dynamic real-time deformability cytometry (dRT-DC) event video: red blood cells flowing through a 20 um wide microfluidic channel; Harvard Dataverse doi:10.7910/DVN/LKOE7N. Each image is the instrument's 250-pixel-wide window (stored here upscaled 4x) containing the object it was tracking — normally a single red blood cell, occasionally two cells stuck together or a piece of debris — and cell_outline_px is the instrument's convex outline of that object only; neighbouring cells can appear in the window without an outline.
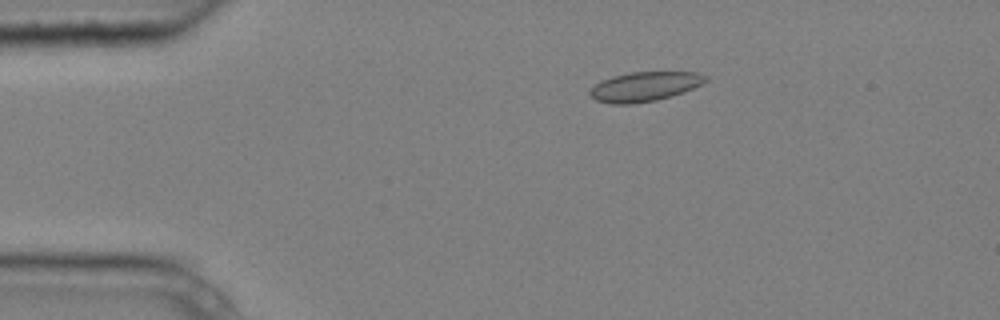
{"species": "common noctule bat (a hibernating species)", "species_latin": "Nyctalus noctula", "temperature_condition": "cold", "stored_images_in_passage": 5, "camera_frame_rate_fps": 3000, "um_per_image_px": 0.085, "animal": {"sex": "male", "body_mass_g": 20.4}, "frame": {"image": 1, "passage_image": 3, "time_ms": 0.667, "image_size_px": [1000, 320], "cell_outline_px": [[708, 80], [684, 92], [656, 100], [632, 104], [612, 104], [596, 100], [588, 92], [596, 84], [612, 76], [632, 72], [700, 72], [708, 76]], "centroid_in_image_um": [54.82, 7.35], "position_along_channel_um": 30.2, "area_um2": 19.71}}
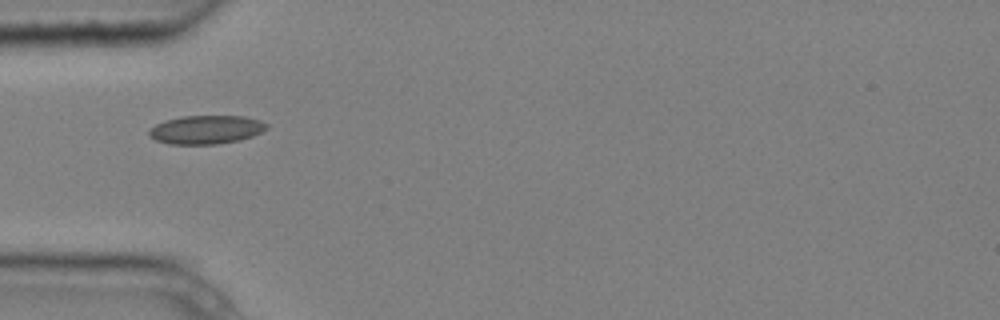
{"frame": {"image": 2, "passage_image": 5, "time_ms": 1.333, "image_size_px": [1000, 320], "cell_outline_px": [[268, 128], [252, 136], [240, 140], [216, 144], [168, 144], [156, 140], [148, 136], [148, 128], [164, 120], [180, 116], [244, 116], [260, 120], [268, 124]], "centroid_in_image_um": [17.48, 11.01], "position_along_channel_um": 67.5, "area_um2": 19.77}}